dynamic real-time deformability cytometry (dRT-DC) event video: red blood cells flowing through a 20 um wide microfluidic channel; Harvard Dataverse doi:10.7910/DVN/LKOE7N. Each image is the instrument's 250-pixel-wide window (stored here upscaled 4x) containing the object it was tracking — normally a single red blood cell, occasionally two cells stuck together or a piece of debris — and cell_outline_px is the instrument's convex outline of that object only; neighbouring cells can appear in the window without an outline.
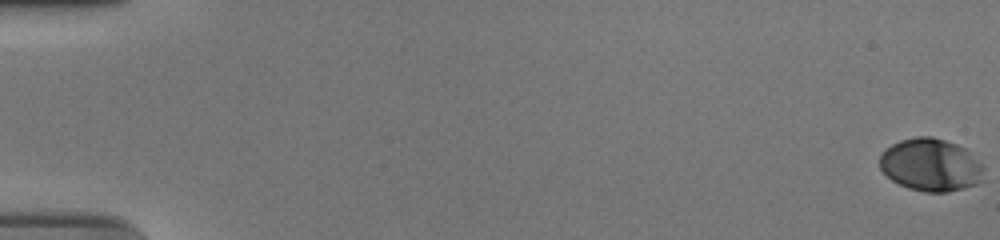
{"species": "human", "species_latin": "Homo sapiens", "temperature_condition": "cold", "stored_images_in_passage": 57, "camera_frame_rate_fps": 3000, "um_per_image_px": 0.085, "donor": {"sex": "male"}, "frame": {"image": 1, "passage_image": 1, "time_ms": 0.0, "image_size_px": [1000, 240], "cell_outline_px": [[984, 180], [976, 184], [964, 188], [948, 192], [924, 192], [908, 188], [892, 180], [880, 168], [880, 156], [892, 144], [900, 140], [916, 136], [932, 136], [956, 144], [964, 148], [984, 168]], "centroid_in_image_um": [79.12, 14.03], "position_along_channel_um": 5.9, "area_um2": 31.79}}
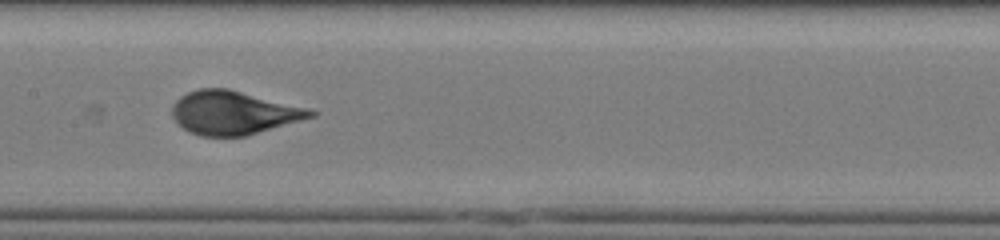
{"frame": {"image": 2, "passage_image": 31, "time_ms": 10.0, "image_size_px": [1000, 240], "cell_outline_px": [[320, 112], [316, 116], [244, 136], [200, 136], [188, 132], [172, 116], [172, 104], [180, 96], [188, 92], [200, 88], [228, 88], [308, 108]], "centroid_in_image_um": [19.85, 9.57], "position_along_channel_um": 187.5, "area_um2": 35.03}}
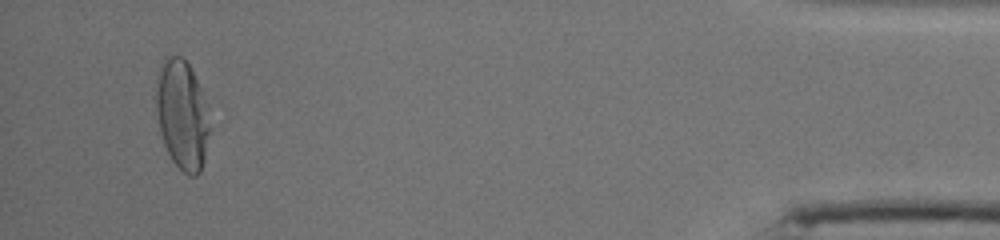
{"frame": {"image": 3, "passage_image": 55, "time_ms": 18.0, "image_size_px": [1000, 240], "cell_outline_px": [[208, 132], [204, 160], [200, 172], [196, 176], [188, 176], [172, 160], [164, 144], [160, 132], [156, 108], [156, 80], [160, 64], [164, 56], [180, 56], [188, 64], [200, 88], [208, 128]], "centroid_in_image_um": [15.42, 9.75], "position_along_channel_um": 419.8, "area_um2": 33.29}, "authors_computed_cell_mechanics": {"area_um2": 33.9864, "velocity_mm_per_s": 3.7335, "shape_relaxation_time_tau1_ms": 4.6494, "shape_relaxation_time_tau2_ms": null, "deformation_change_tau1": 0.1837, "deformation_change_tau2": null}}